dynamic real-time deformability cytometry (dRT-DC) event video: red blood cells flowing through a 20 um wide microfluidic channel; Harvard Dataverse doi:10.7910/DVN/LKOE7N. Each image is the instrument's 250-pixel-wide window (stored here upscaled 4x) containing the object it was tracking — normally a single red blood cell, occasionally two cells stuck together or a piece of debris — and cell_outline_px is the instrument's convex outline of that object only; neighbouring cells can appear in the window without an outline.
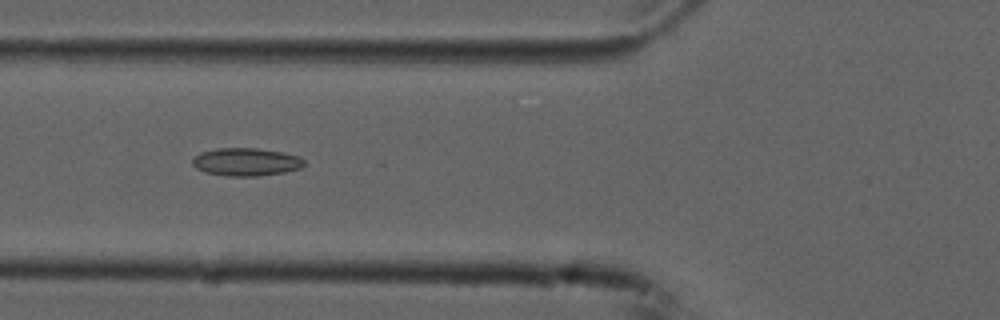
{"species": "common noctule bat (a hibernating species)", "species_latin": "Nyctalus noctula", "temperature_condition": "cold", "stored_images_in_passage": 8, "camera_frame_rate_fps": 3000, "um_per_image_px": 0.085, "animal": {"sex": "male", "forearm_length_mm": 52.5}, "frame": {"image": 1, "passage_image": 6, "time_ms": 1.667, "image_size_px": [1000, 320], "cell_outline_px": [[304, 164], [300, 168], [284, 172], [256, 176], [228, 176], [204, 172], [196, 168], [192, 164], [192, 160], [200, 152], [216, 148], [256, 148], [280, 152], [296, 156], [304, 160]], "centroid_in_image_um": [20.87, 13.76], "position_along_channel_um": 104.9, "area_um2": 17.98}}
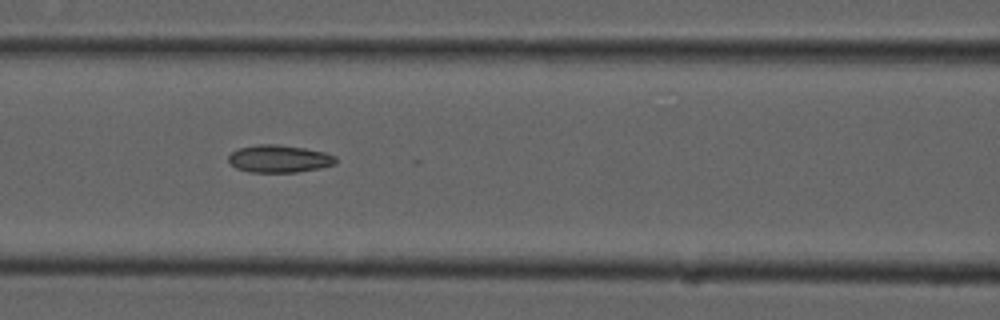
{"frame": {"image": 2, "passage_image": 7, "time_ms": 2.0, "image_size_px": [1000, 320], "cell_outline_px": [[336, 164], [320, 168], [296, 172], [248, 172], [236, 168], [228, 160], [228, 156], [232, 152], [240, 148], [260, 144], [276, 144], [304, 148], [324, 152], [336, 156]], "centroid_in_image_um": [23.74, 13.5], "position_along_channel_um": 142.9, "area_um2": 17.11}}
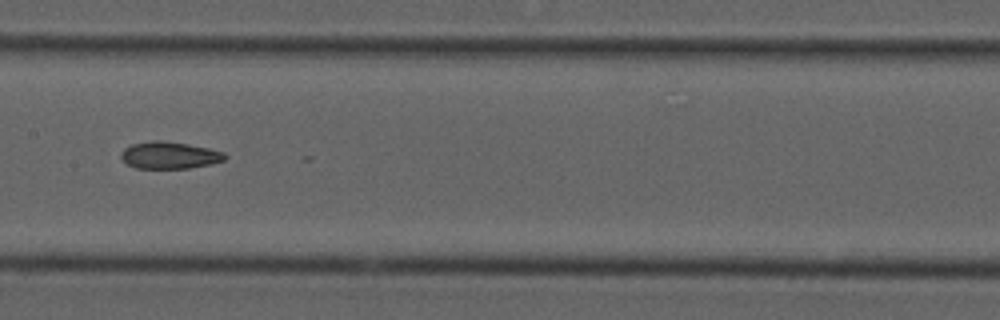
{"frame": {"image": 3, "passage_image": 8, "time_ms": 2.333, "image_size_px": [1000, 320], "cell_outline_px": [[228, 156], [224, 160], [212, 164], [188, 168], [136, 168], [128, 164], [120, 156], [120, 152], [124, 148], [132, 144], [156, 140], [160, 140], [188, 144], [208, 148], [224, 152]], "centroid_in_image_um": [14.42, 13.19], "position_along_channel_um": 193.0, "area_um2": 16.3}}